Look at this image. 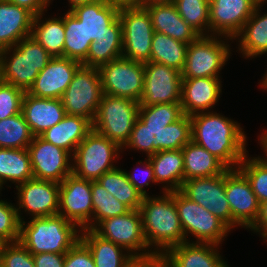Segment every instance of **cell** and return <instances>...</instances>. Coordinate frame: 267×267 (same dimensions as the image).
Masks as SVG:
<instances>
[{"label": "cell", "instance_id": "57", "mask_svg": "<svg viewBox=\"0 0 267 267\" xmlns=\"http://www.w3.org/2000/svg\"><path fill=\"white\" fill-rule=\"evenodd\" d=\"M175 0H142V4L150 3H173Z\"/></svg>", "mask_w": 267, "mask_h": 267}, {"label": "cell", "instance_id": "7", "mask_svg": "<svg viewBox=\"0 0 267 267\" xmlns=\"http://www.w3.org/2000/svg\"><path fill=\"white\" fill-rule=\"evenodd\" d=\"M139 106L132 99L103 93L92 129L123 147L138 119Z\"/></svg>", "mask_w": 267, "mask_h": 267}, {"label": "cell", "instance_id": "34", "mask_svg": "<svg viewBox=\"0 0 267 267\" xmlns=\"http://www.w3.org/2000/svg\"><path fill=\"white\" fill-rule=\"evenodd\" d=\"M96 181L130 210H139L144 197L128 180L124 169L117 166Z\"/></svg>", "mask_w": 267, "mask_h": 267}, {"label": "cell", "instance_id": "40", "mask_svg": "<svg viewBox=\"0 0 267 267\" xmlns=\"http://www.w3.org/2000/svg\"><path fill=\"white\" fill-rule=\"evenodd\" d=\"M155 137V153L182 149L191 141L190 116L183 114L178 120L164 127Z\"/></svg>", "mask_w": 267, "mask_h": 267}, {"label": "cell", "instance_id": "5", "mask_svg": "<svg viewBox=\"0 0 267 267\" xmlns=\"http://www.w3.org/2000/svg\"><path fill=\"white\" fill-rule=\"evenodd\" d=\"M122 147L92 129L77 146L72 156V173L81 179L96 181L116 168Z\"/></svg>", "mask_w": 267, "mask_h": 267}, {"label": "cell", "instance_id": "1", "mask_svg": "<svg viewBox=\"0 0 267 267\" xmlns=\"http://www.w3.org/2000/svg\"><path fill=\"white\" fill-rule=\"evenodd\" d=\"M191 140L217 157L228 169H237L245 155L247 136L240 123L214 111L190 116Z\"/></svg>", "mask_w": 267, "mask_h": 267}, {"label": "cell", "instance_id": "23", "mask_svg": "<svg viewBox=\"0 0 267 267\" xmlns=\"http://www.w3.org/2000/svg\"><path fill=\"white\" fill-rule=\"evenodd\" d=\"M219 245L184 242L170 248L163 256L168 267H229Z\"/></svg>", "mask_w": 267, "mask_h": 267}, {"label": "cell", "instance_id": "27", "mask_svg": "<svg viewBox=\"0 0 267 267\" xmlns=\"http://www.w3.org/2000/svg\"><path fill=\"white\" fill-rule=\"evenodd\" d=\"M263 5H257L251 17L234 37L237 51L245 59H255L267 54V13L262 14Z\"/></svg>", "mask_w": 267, "mask_h": 267}, {"label": "cell", "instance_id": "4", "mask_svg": "<svg viewBox=\"0 0 267 267\" xmlns=\"http://www.w3.org/2000/svg\"><path fill=\"white\" fill-rule=\"evenodd\" d=\"M52 58L39 42L29 35L15 46L0 50L3 82L27 92L39 72Z\"/></svg>", "mask_w": 267, "mask_h": 267}, {"label": "cell", "instance_id": "44", "mask_svg": "<svg viewBox=\"0 0 267 267\" xmlns=\"http://www.w3.org/2000/svg\"><path fill=\"white\" fill-rule=\"evenodd\" d=\"M20 223L15 204L7 202V199H0V242H18Z\"/></svg>", "mask_w": 267, "mask_h": 267}, {"label": "cell", "instance_id": "21", "mask_svg": "<svg viewBox=\"0 0 267 267\" xmlns=\"http://www.w3.org/2000/svg\"><path fill=\"white\" fill-rule=\"evenodd\" d=\"M120 8L104 0L74 7L70 12L83 24L88 41H95L104 33H122Z\"/></svg>", "mask_w": 267, "mask_h": 267}, {"label": "cell", "instance_id": "8", "mask_svg": "<svg viewBox=\"0 0 267 267\" xmlns=\"http://www.w3.org/2000/svg\"><path fill=\"white\" fill-rule=\"evenodd\" d=\"M174 201L180 218L185 241L190 242L188 234L194 236L192 243H211L222 246L231 230L222 220L206 208L189 200L180 191H174Z\"/></svg>", "mask_w": 267, "mask_h": 267}, {"label": "cell", "instance_id": "50", "mask_svg": "<svg viewBox=\"0 0 267 267\" xmlns=\"http://www.w3.org/2000/svg\"><path fill=\"white\" fill-rule=\"evenodd\" d=\"M35 267H64L65 254L38 253L33 255Z\"/></svg>", "mask_w": 267, "mask_h": 267}, {"label": "cell", "instance_id": "28", "mask_svg": "<svg viewBox=\"0 0 267 267\" xmlns=\"http://www.w3.org/2000/svg\"><path fill=\"white\" fill-rule=\"evenodd\" d=\"M92 130V123L81 116L68 115L39 135L42 139L68 151L72 156L77 146Z\"/></svg>", "mask_w": 267, "mask_h": 267}, {"label": "cell", "instance_id": "20", "mask_svg": "<svg viewBox=\"0 0 267 267\" xmlns=\"http://www.w3.org/2000/svg\"><path fill=\"white\" fill-rule=\"evenodd\" d=\"M81 65L74 59L53 57L39 72L27 93L38 98L60 99Z\"/></svg>", "mask_w": 267, "mask_h": 267}, {"label": "cell", "instance_id": "36", "mask_svg": "<svg viewBox=\"0 0 267 267\" xmlns=\"http://www.w3.org/2000/svg\"><path fill=\"white\" fill-rule=\"evenodd\" d=\"M122 33H104L93 41L82 65L99 68L122 57Z\"/></svg>", "mask_w": 267, "mask_h": 267}, {"label": "cell", "instance_id": "43", "mask_svg": "<svg viewBox=\"0 0 267 267\" xmlns=\"http://www.w3.org/2000/svg\"><path fill=\"white\" fill-rule=\"evenodd\" d=\"M238 169L248 179L252 191L257 197L259 204L267 201V162L262 156L249 157L245 155L244 159L238 166Z\"/></svg>", "mask_w": 267, "mask_h": 267}, {"label": "cell", "instance_id": "33", "mask_svg": "<svg viewBox=\"0 0 267 267\" xmlns=\"http://www.w3.org/2000/svg\"><path fill=\"white\" fill-rule=\"evenodd\" d=\"M33 178L27 149L0 148V189L6 182L18 184Z\"/></svg>", "mask_w": 267, "mask_h": 267}, {"label": "cell", "instance_id": "31", "mask_svg": "<svg viewBox=\"0 0 267 267\" xmlns=\"http://www.w3.org/2000/svg\"><path fill=\"white\" fill-rule=\"evenodd\" d=\"M184 180L222 174L227 167L205 148L190 141L182 148Z\"/></svg>", "mask_w": 267, "mask_h": 267}, {"label": "cell", "instance_id": "46", "mask_svg": "<svg viewBox=\"0 0 267 267\" xmlns=\"http://www.w3.org/2000/svg\"><path fill=\"white\" fill-rule=\"evenodd\" d=\"M0 267H35L33 255L18 241L2 244Z\"/></svg>", "mask_w": 267, "mask_h": 267}, {"label": "cell", "instance_id": "54", "mask_svg": "<svg viewBox=\"0 0 267 267\" xmlns=\"http://www.w3.org/2000/svg\"><path fill=\"white\" fill-rule=\"evenodd\" d=\"M105 2L121 7L142 5V0H104Z\"/></svg>", "mask_w": 267, "mask_h": 267}, {"label": "cell", "instance_id": "18", "mask_svg": "<svg viewBox=\"0 0 267 267\" xmlns=\"http://www.w3.org/2000/svg\"><path fill=\"white\" fill-rule=\"evenodd\" d=\"M181 72L155 62L144 63L140 105L175 103L181 100Z\"/></svg>", "mask_w": 267, "mask_h": 267}, {"label": "cell", "instance_id": "25", "mask_svg": "<svg viewBox=\"0 0 267 267\" xmlns=\"http://www.w3.org/2000/svg\"><path fill=\"white\" fill-rule=\"evenodd\" d=\"M149 12L155 32L165 34L180 42L190 44L199 34L178 14L174 3L142 4Z\"/></svg>", "mask_w": 267, "mask_h": 267}, {"label": "cell", "instance_id": "59", "mask_svg": "<svg viewBox=\"0 0 267 267\" xmlns=\"http://www.w3.org/2000/svg\"><path fill=\"white\" fill-rule=\"evenodd\" d=\"M257 5H264L267 3V0H252Z\"/></svg>", "mask_w": 267, "mask_h": 267}, {"label": "cell", "instance_id": "13", "mask_svg": "<svg viewBox=\"0 0 267 267\" xmlns=\"http://www.w3.org/2000/svg\"><path fill=\"white\" fill-rule=\"evenodd\" d=\"M91 181L81 179L73 173L60 183L59 212L81 230H93V204Z\"/></svg>", "mask_w": 267, "mask_h": 267}, {"label": "cell", "instance_id": "35", "mask_svg": "<svg viewBox=\"0 0 267 267\" xmlns=\"http://www.w3.org/2000/svg\"><path fill=\"white\" fill-rule=\"evenodd\" d=\"M188 44L162 33L154 32L149 62L159 63L182 71Z\"/></svg>", "mask_w": 267, "mask_h": 267}, {"label": "cell", "instance_id": "12", "mask_svg": "<svg viewBox=\"0 0 267 267\" xmlns=\"http://www.w3.org/2000/svg\"><path fill=\"white\" fill-rule=\"evenodd\" d=\"M98 70L104 94L140 102L144 83V63L121 57L103 64Z\"/></svg>", "mask_w": 267, "mask_h": 267}, {"label": "cell", "instance_id": "22", "mask_svg": "<svg viewBox=\"0 0 267 267\" xmlns=\"http://www.w3.org/2000/svg\"><path fill=\"white\" fill-rule=\"evenodd\" d=\"M221 80L213 77L182 79L180 103L183 114L191 116L212 111L221 97Z\"/></svg>", "mask_w": 267, "mask_h": 267}, {"label": "cell", "instance_id": "9", "mask_svg": "<svg viewBox=\"0 0 267 267\" xmlns=\"http://www.w3.org/2000/svg\"><path fill=\"white\" fill-rule=\"evenodd\" d=\"M102 95L98 68L81 65L60 99L66 114L84 117L92 123Z\"/></svg>", "mask_w": 267, "mask_h": 267}, {"label": "cell", "instance_id": "10", "mask_svg": "<svg viewBox=\"0 0 267 267\" xmlns=\"http://www.w3.org/2000/svg\"><path fill=\"white\" fill-rule=\"evenodd\" d=\"M122 57L142 63L150 61L154 29L148 10L143 6L121 7Z\"/></svg>", "mask_w": 267, "mask_h": 267}, {"label": "cell", "instance_id": "41", "mask_svg": "<svg viewBox=\"0 0 267 267\" xmlns=\"http://www.w3.org/2000/svg\"><path fill=\"white\" fill-rule=\"evenodd\" d=\"M178 14L199 35H210L209 0H175Z\"/></svg>", "mask_w": 267, "mask_h": 267}, {"label": "cell", "instance_id": "14", "mask_svg": "<svg viewBox=\"0 0 267 267\" xmlns=\"http://www.w3.org/2000/svg\"><path fill=\"white\" fill-rule=\"evenodd\" d=\"M15 189L18 190L15 194H17L16 208L20 222L25 220L22 212L30 214V218L58 215L59 183L32 178L18 184Z\"/></svg>", "mask_w": 267, "mask_h": 267}, {"label": "cell", "instance_id": "19", "mask_svg": "<svg viewBox=\"0 0 267 267\" xmlns=\"http://www.w3.org/2000/svg\"><path fill=\"white\" fill-rule=\"evenodd\" d=\"M210 35L234 39L253 14L252 0H209Z\"/></svg>", "mask_w": 267, "mask_h": 267}, {"label": "cell", "instance_id": "15", "mask_svg": "<svg viewBox=\"0 0 267 267\" xmlns=\"http://www.w3.org/2000/svg\"><path fill=\"white\" fill-rule=\"evenodd\" d=\"M225 192L232 214V229L249 230L257 221L260 204L246 176L237 169L225 170Z\"/></svg>", "mask_w": 267, "mask_h": 267}, {"label": "cell", "instance_id": "37", "mask_svg": "<svg viewBox=\"0 0 267 267\" xmlns=\"http://www.w3.org/2000/svg\"><path fill=\"white\" fill-rule=\"evenodd\" d=\"M64 57L83 62L87 58L91 41L86 37L83 24L70 11L64 13Z\"/></svg>", "mask_w": 267, "mask_h": 267}, {"label": "cell", "instance_id": "60", "mask_svg": "<svg viewBox=\"0 0 267 267\" xmlns=\"http://www.w3.org/2000/svg\"><path fill=\"white\" fill-rule=\"evenodd\" d=\"M3 83L2 65L0 62V85Z\"/></svg>", "mask_w": 267, "mask_h": 267}, {"label": "cell", "instance_id": "53", "mask_svg": "<svg viewBox=\"0 0 267 267\" xmlns=\"http://www.w3.org/2000/svg\"><path fill=\"white\" fill-rule=\"evenodd\" d=\"M256 234L261 235L263 240L267 242V201L263 204H260V213L255 224L249 229Z\"/></svg>", "mask_w": 267, "mask_h": 267}, {"label": "cell", "instance_id": "45", "mask_svg": "<svg viewBox=\"0 0 267 267\" xmlns=\"http://www.w3.org/2000/svg\"><path fill=\"white\" fill-rule=\"evenodd\" d=\"M156 137L139 118L131 131V135L122 149L146 153V157L155 154Z\"/></svg>", "mask_w": 267, "mask_h": 267}, {"label": "cell", "instance_id": "24", "mask_svg": "<svg viewBox=\"0 0 267 267\" xmlns=\"http://www.w3.org/2000/svg\"><path fill=\"white\" fill-rule=\"evenodd\" d=\"M21 112L34 136L60 122L66 115L61 99L38 98L25 92Z\"/></svg>", "mask_w": 267, "mask_h": 267}, {"label": "cell", "instance_id": "42", "mask_svg": "<svg viewBox=\"0 0 267 267\" xmlns=\"http://www.w3.org/2000/svg\"><path fill=\"white\" fill-rule=\"evenodd\" d=\"M93 204V229L102 221L110 217L124 215L130 209L97 181H91Z\"/></svg>", "mask_w": 267, "mask_h": 267}, {"label": "cell", "instance_id": "38", "mask_svg": "<svg viewBox=\"0 0 267 267\" xmlns=\"http://www.w3.org/2000/svg\"><path fill=\"white\" fill-rule=\"evenodd\" d=\"M33 138L22 112L0 120V148L27 149Z\"/></svg>", "mask_w": 267, "mask_h": 267}, {"label": "cell", "instance_id": "49", "mask_svg": "<svg viewBox=\"0 0 267 267\" xmlns=\"http://www.w3.org/2000/svg\"><path fill=\"white\" fill-rule=\"evenodd\" d=\"M138 164L141 166L143 165L142 167H144V174L142 176V173L140 174L141 179L139 175L137 176V174H135L137 171L132 173H130L129 171H125V173L127 175L128 180L134 185V187L141 193L143 197H146L149 196V193H147L145 186H149L151 183H154L156 185L153 166L148 157L144 161L139 160L137 165Z\"/></svg>", "mask_w": 267, "mask_h": 267}, {"label": "cell", "instance_id": "58", "mask_svg": "<svg viewBox=\"0 0 267 267\" xmlns=\"http://www.w3.org/2000/svg\"><path fill=\"white\" fill-rule=\"evenodd\" d=\"M264 76H262V79L260 80V89L262 88L263 91L266 90L267 91V70L265 72V74H263Z\"/></svg>", "mask_w": 267, "mask_h": 267}, {"label": "cell", "instance_id": "47", "mask_svg": "<svg viewBox=\"0 0 267 267\" xmlns=\"http://www.w3.org/2000/svg\"><path fill=\"white\" fill-rule=\"evenodd\" d=\"M25 91L9 83L0 85V120L21 113Z\"/></svg>", "mask_w": 267, "mask_h": 267}, {"label": "cell", "instance_id": "32", "mask_svg": "<svg viewBox=\"0 0 267 267\" xmlns=\"http://www.w3.org/2000/svg\"><path fill=\"white\" fill-rule=\"evenodd\" d=\"M45 13L34 16L31 36L52 56L64 57L65 27L62 17L43 19Z\"/></svg>", "mask_w": 267, "mask_h": 267}, {"label": "cell", "instance_id": "52", "mask_svg": "<svg viewBox=\"0 0 267 267\" xmlns=\"http://www.w3.org/2000/svg\"><path fill=\"white\" fill-rule=\"evenodd\" d=\"M126 267H168L163 255H152L145 258H133Z\"/></svg>", "mask_w": 267, "mask_h": 267}, {"label": "cell", "instance_id": "30", "mask_svg": "<svg viewBox=\"0 0 267 267\" xmlns=\"http://www.w3.org/2000/svg\"><path fill=\"white\" fill-rule=\"evenodd\" d=\"M80 240L91 251L96 267H126L134 258L124 248L101 238L92 229H82Z\"/></svg>", "mask_w": 267, "mask_h": 267}, {"label": "cell", "instance_id": "2", "mask_svg": "<svg viewBox=\"0 0 267 267\" xmlns=\"http://www.w3.org/2000/svg\"><path fill=\"white\" fill-rule=\"evenodd\" d=\"M162 194L144 197L139 207L144 238L155 255H164L170 248L186 242L174 191Z\"/></svg>", "mask_w": 267, "mask_h": 267}, {"label": "cell", "instance_id": "48", "mask_svg": "<svg viewBox=\"0 0 267 267\" xmlns=\"http://www.w3.org/2000/svg\"><path fill=\"white\" fill-rule=\"evenodd\" d=\"M64 267H96L91 251L79 240L66 254Z\"/></svg>", "mask_w": 267, "mask_h": 267}, {"label": "cell", "instance_id": "51", "mask_svg": "<svg viewBox=\"0 0 267 267\" xmlns=\"http://www.w3.org/2000/svg\"><path fill=\"white\" fill-rule=\"evenodd\" d=\"M30 11L34 16L46 13L53 0H7ZM45 11V12H44Z\"/></svg>", "mask_w": 267, "mask_h": 267}, {"label": "cell", "instance_id": "55", "mask_svg": "<svg viewBox=\"0 0 267 267\" xmlns=\"http://www.w3.org/2000/svg\"><path fill=\"white\" fill-rule=\"evenodd\" d=\"M262 135H260L258 137V140L260 142V147L261 149L265 152L264 154L266 155V157L264 158V156L262 157V159H264L267 162V130L264 131L263 133H261Z\"/></svg>", "mask_w": 267, "mask_h": 267}, {"label": "cell", "instance_id": "39", "mask_svg": "<svg viewBox=\"0 0 267 267\" xmlns=\"http://www.w3.org/2000/svg\"><path fill=\"white\" fill-rule=\"evenodd\" d=\"M183 115L180 102L154 105H140L138 118L148 126L155 135L170 123L175 122Z\"/></svg>", "mask_w": 267, "mask_h": 267}, {"label": "cell", "instance_id": "26", "mask_svg": "<svg viewBox=\"0 0 267 267\" xmlns=\"http://www.w3.org/2000/svg\"><path fill=\"white\" fill-rule=\"evenodd\" d=\"M34 15L7 0H0V50L31 35Z\"/></svg>", "mask_w": 267, "mask_h": 267}, {"label": "cell", "instance_id": "17", "mask_svg": "<svg viewBox=\"0 0 267 267\" xmlns=\"http://www.w3.org/2000/svg\"><path fill=\"white\" fill-rule=\"evenodd\" d=\"M33 178L61 183L72 174V155L40 136H34L27 148Z\"/></svg>", "mask_w": 267, "mask_h": 267}, {"label": "cell", "instance_id": "6", "mask_svg": "<svg viewBox=\"0 0 267 267\" xmlns=\"http://www.w3.org/2000/svg\"><path fill=\"white\" fill-rule=\"evenodd\" d=\"M231 41L234 42L224 36L199 35L188 44L184 68L181 71L182 79L221 78L220 72L228 59L230 60L233 51L230 48L231 43L228 44Z\"/></svg>", "mask_w": 267, "mask_h": 267}, {"label": "cell", "instance_id": "3", "mask_svg": "<svg viewBox=\"0 0 267 267\" xmlns=\"http://www.w3.org/2000/svg\"><path fill=\"white\" fill-rule=\"evenodd\" d=\"M28 219L20 223L19 242L32 255L66 254L80 240L81 229L61 215Z\"/></svg>", "mask_w": 267, "mask_h": 267}, {"label": "cell", "instance_id": "29", "mask_svg": "<svg viewBox=\"0 0 267 267\" xmlns=\"http://www.w3.org/2000/svg\"><path fill=\"white\" fill-rule=\"evenodd\" d=\"M148 158L153 166L156 184H162L161 192L180 191L184 182L182 149L158 151Z\"/></svg>", "mask_w": 267, "mask_h": 267}, {"label": "cell", "instance_id": "56", "mask_svg": "<svg viewBox=\"0 0 267 267\" xmlns=\"http://www.w3.org/2000/svg\"><path fill=\"white\" fill-rule=\"evenodd\" d=\"M95 1H97V0H68V3H69L68 11L72 10L76 6L92 3Z\"/></svg>", "mask_w": 267, "mask_h": 267}, {"label": "cell", "instance_id": "11", "mask_svg": "<svg viewBox=\"0 0 267 267\" xmlns=\"http://www.w3.org/2000/svg\"><path fill=\"white\" fill-rule=\"evenodd\" d=\"M93 231L101 238L121 246L134 258L155 255L144 238L139 210H130L124 215L102 220Z\"/></svg>", "mask_w": 267, "mask_h": 267}, {"label": "cell", "instance_id": "16", "mask_svg": "<svg viewBox=\"0 0 267 267\" xmlns=\"http://www.w3.org/2000/svg\"><path fill=\"white\" fill-rule=\"evenodd\" d=\"M180 192L232 229V214L225 192V171L212 177L184 180Z\"/></svg>", "mask_w": 267, "mask_h": 267}]
</instances>
